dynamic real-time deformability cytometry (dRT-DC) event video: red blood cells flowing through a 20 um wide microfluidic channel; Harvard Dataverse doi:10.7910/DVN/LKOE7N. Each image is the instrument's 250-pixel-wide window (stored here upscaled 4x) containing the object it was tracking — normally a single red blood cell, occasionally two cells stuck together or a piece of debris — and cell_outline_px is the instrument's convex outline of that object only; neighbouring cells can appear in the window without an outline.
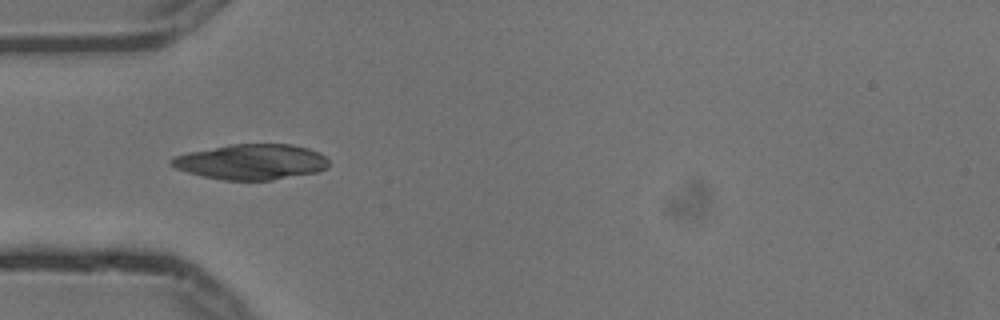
{"species": "common noctule bat (a hibernating species)", "species_latin": "Nyctalus noctula", "temperature_condition": "cold", "stored_images_in_passage": 7, "camera_frame_rate_fps": 3000, "um_per_image_px": 0.085, "animal": {"sex": "male", "body_mass_g": 13.3}, "frame": {"image": 1, "passage_image": 5, "time_ms": 1.333, "image_size_px": [1000, 320], "cell_outline_px": [[328, 168], [316, 172], [272, 180], [224, 180], [204, 176], [188, 172], [176, 168], [168, 160], [176, 156], [188, 152], [232, 144], [292, 144], [308, 148], [320, 152], [328, 160]], "centroid_in_image_um": [21.4, 13.75], "position_along_channel_um": 63.6, "area_um2": 32.31}}
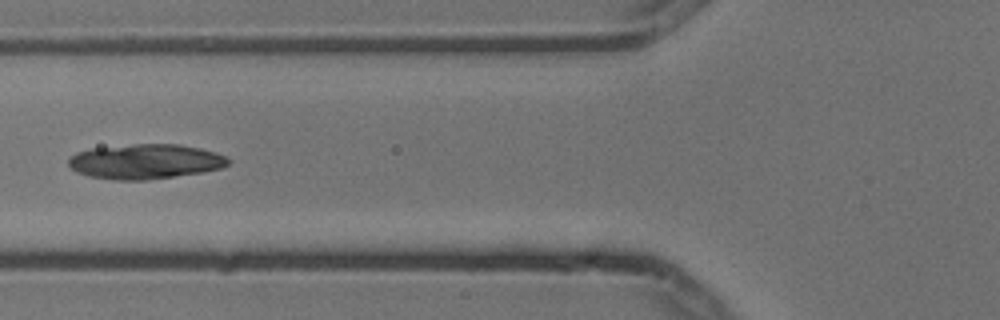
{"frame": {"image": 2, "passage_image": 6, "time_ms": 1.667, "image_size_px": [1000, 320], "cell_outline_px": [[228, 164], [220, 168], [204, 172], [148, 180], [112, 180], [88, 176], [76, 172], [68, 164], [68, 160], [76, 152], [92, 148], [132, 144], [180, 144], [200, 148], [216, 152], [228, 156]], "centroid_in_image_um": [12.35, 13.73], "position_along_channel_um": 113.4, "area_um2": 32.66}}
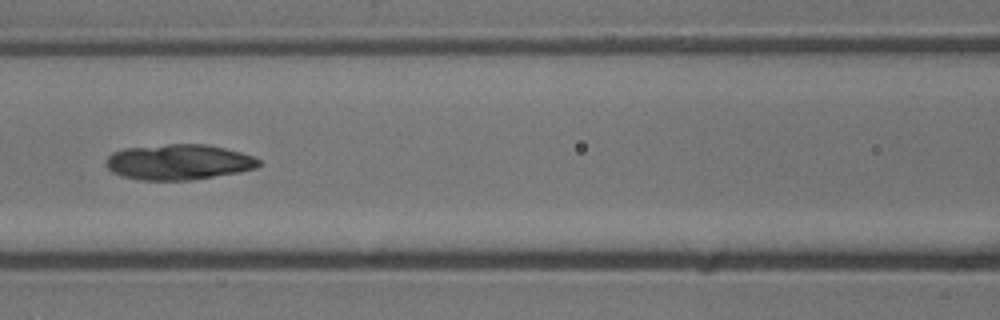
{"frame": {"image": 3, "passage_image": 7, "time_ms": 2.0, "image_size_px": [1000, 320], "cell_outline_px": [[260, 164], [256, 168], [240, 172], [188, 180], [140, 180], [120, 176], [112, 172], [104, 164], [108, 156], [112, 152], [124, 148], [168, 144], [208, 144], [240, 152], [252, 156], [260, 160]], "centroid_in_image_um": [15.15, 13.77], "position_along_channel_um": 151.5, "area_um2": 31.67}}